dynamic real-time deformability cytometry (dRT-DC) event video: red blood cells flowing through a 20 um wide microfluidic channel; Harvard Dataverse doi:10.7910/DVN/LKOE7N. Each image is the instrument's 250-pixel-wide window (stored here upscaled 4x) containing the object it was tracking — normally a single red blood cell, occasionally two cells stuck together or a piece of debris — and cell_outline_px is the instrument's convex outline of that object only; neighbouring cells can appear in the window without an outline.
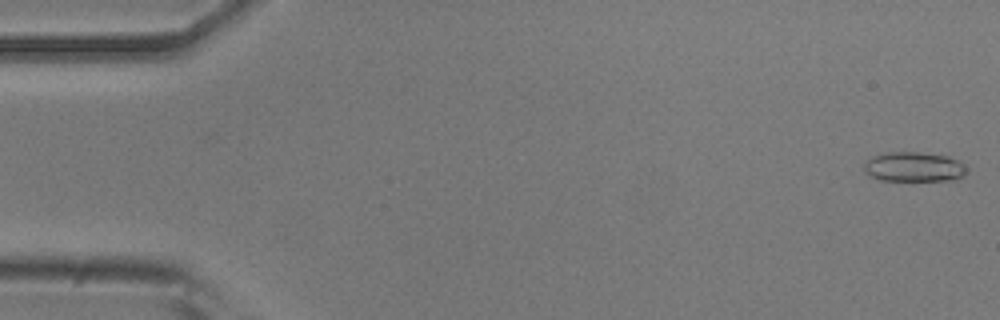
{"species": "common noctule bat (a hibernating species)", "species_latin": "Nyctalus noctula", "temperature_condition": "room temperature", "stored_images_in_passage": 53, "camera_frame_rate_fps": 3000, "um_per_image_px": 0.085, "animal": {"sex": "male", "body_mass_g": 20.5, "forearm_length_mm": 52.5}, "frame": {"image": 1, "passage_image": 1, "time_ms": 0.0, "image_size_px": [1000, 320], "cell_outline_px": [[964, 172], [960, 176], [952, 180], [880, 180], [864, 172], [864, 164], [872, 156], [888, 152], [916, 152], [948, 156], [960, 160], [964, 164]], "centroid_in_image_um": [77.65, 14.17], "position_along_channel_um": 7.4, "area_um2": 17.51}}
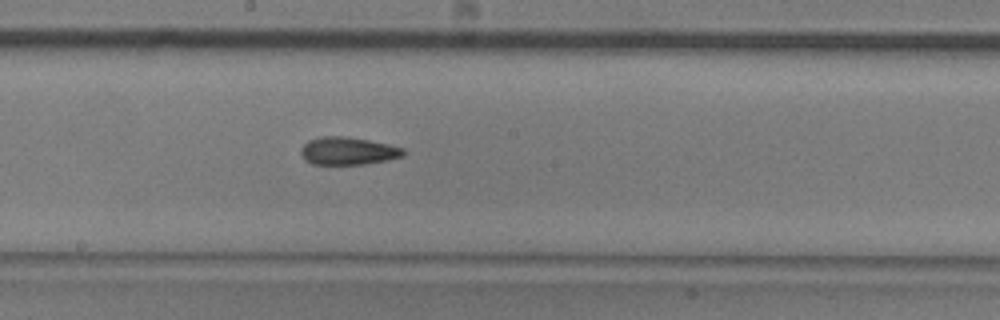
{"frame": {"image": 2, "passage_image": 28, "time_ms": 9.0, "image_size_px": [1000, 320], "cell_outline_px": [[408, 152], [404, 156], [388, 160], [364, 164], [312, 164], [304, 160], [300, 152], [300, 148], [308, 140], [320, 136], [348, 136], [388, 144], [404, 148]], "centroid_in_image_um": [29.59, 12.82], "position_along_channel_um": 218.6, "area_um2": 16.82}}
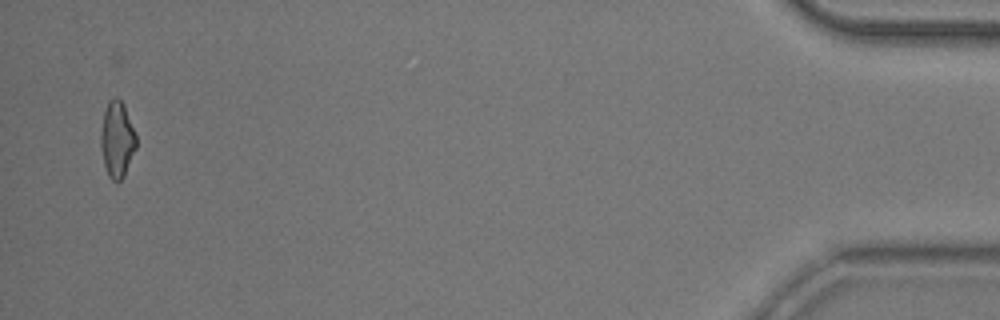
{"frame": {"image": 3, "passage_image": 51, "time_ms": 16.667, "image_size_px": [1000, 320], "cell_outline_px": [[136, 148], [124, 176], [116, 184], [108, 176], [104, 164], [100, 144], [100, 136], [104, 112], [108, 100], [116, 96], [124, 104], [136, 136]], "centroid_in_image_um": [9.94, 11.86], "position_along_channel_um": 425.3, "area_um2": 15.72}, "authors_computed_cell_mechanics": {"area_um2": 16.473, "velocity_mm_per_s": 3.8514, "shape_relaxation_time_tau1_ms": 9.3239, "shape_relaxation_time_tau2_ms": 3.0482, "deformation_change_tau1": 0.2049, "deformation_change_tau2": 0.1126}}